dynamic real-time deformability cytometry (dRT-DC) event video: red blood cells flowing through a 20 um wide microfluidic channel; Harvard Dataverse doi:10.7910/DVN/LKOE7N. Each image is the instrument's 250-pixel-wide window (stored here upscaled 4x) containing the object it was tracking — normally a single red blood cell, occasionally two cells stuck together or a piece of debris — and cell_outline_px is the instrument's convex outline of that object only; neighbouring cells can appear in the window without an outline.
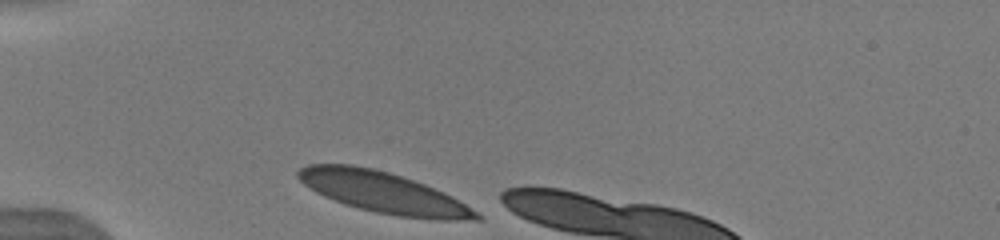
{"species": "human", "species_latin": "Homo sapiens", "temperature_condition": "warm", "stored_images_in_passage": 6, "camera_frame_rate_fps": 3000, "um_per_image_px": 0.085, "donor": {"sex": "male"}, "frame": {"image": 1, "passage_image": 1, "time_ms": 0.0, "image_size_px": [1000, 240], "cell_outline_px": [[484, 220], [432, 220], [396, 216], [376, 212], [344, 204], [324, 196], [316, 192], [304, 184], [296, 176], [296, 172], [300, 168], [308, 164], [352, 164], [372, 168], [388, 172], [424, 184], [464, 204], [484, 216]], "centroid_in_image_um": [32.56, 16.37], "position_along_channel_um": 52.4, "area_um2": 42.19}}